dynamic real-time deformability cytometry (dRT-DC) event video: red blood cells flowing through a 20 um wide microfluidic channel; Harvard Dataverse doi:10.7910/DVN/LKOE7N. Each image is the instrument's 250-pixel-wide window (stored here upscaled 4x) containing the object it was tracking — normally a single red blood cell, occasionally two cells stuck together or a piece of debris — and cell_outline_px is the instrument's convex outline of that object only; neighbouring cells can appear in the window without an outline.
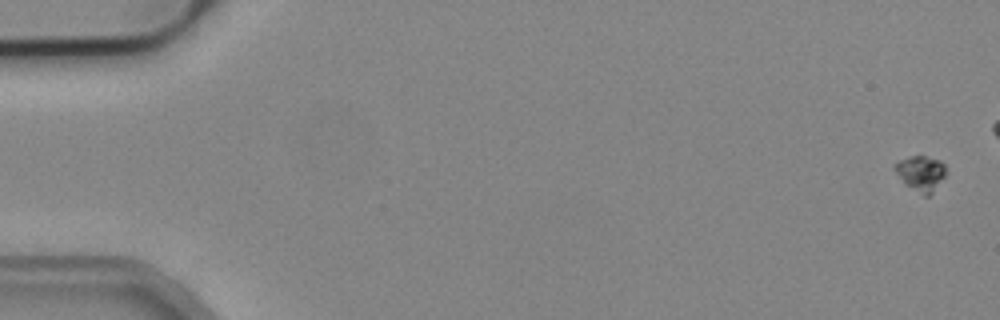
{"species": "common noctule bat (a hibernating species)", "species_latin": "Nyctalus noctula", "temperature_condition": "cold", "stored_images_in_passage": 6, "camera_frame_rate_fps": 3000, "um_per_image_px": 0.085, "animal": {"sex": "male", "body_mass_g": 19.2, "forearm_length_mm": 51.8}, "frame": {"image": 1, "passage_image": 1, "time_ms": 0.0, "image_size_px": [1000, 320], "cell_outline_px": [[948, 172], [932, 192], [928, 196], [924, 196], [904, 184], [896, 172], [892, 164], [900, 160], [912, 156], [924, 156], [940, 160], [944, 164]], "centroid_in_image_um": [78.28, 14.73], "position_along_channel_um": 6.7, "area_um2": 10.52}}
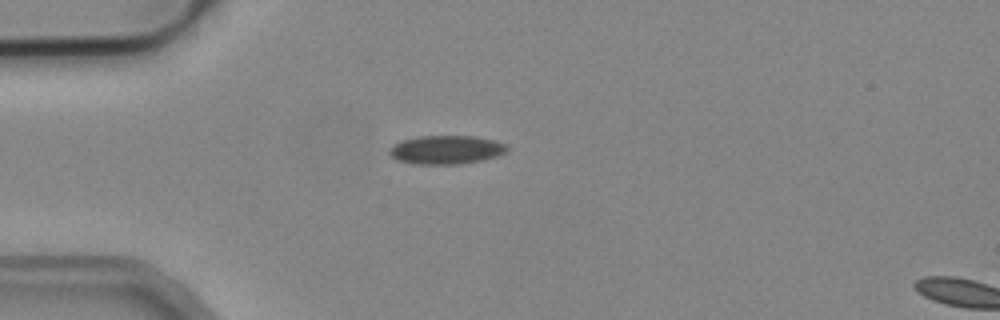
{"frame": {"image": 2, "passage_image": 6, "time_ms": 1.667, "image_size_px": [1000, 320], "cell_outline_px": [[508, 148], [504, 152], [496, 156], [480, 160], [456, 164], [412, 164], [396, 160], [388, 152], [396, 144], [404, 140], [420, 136], [472, 136], [492, 140], [504, 144]], "centroid_in_image_um": [37.89, 12.74], "position_along_channel_um": 47.1, "area_um2": 19.19}}